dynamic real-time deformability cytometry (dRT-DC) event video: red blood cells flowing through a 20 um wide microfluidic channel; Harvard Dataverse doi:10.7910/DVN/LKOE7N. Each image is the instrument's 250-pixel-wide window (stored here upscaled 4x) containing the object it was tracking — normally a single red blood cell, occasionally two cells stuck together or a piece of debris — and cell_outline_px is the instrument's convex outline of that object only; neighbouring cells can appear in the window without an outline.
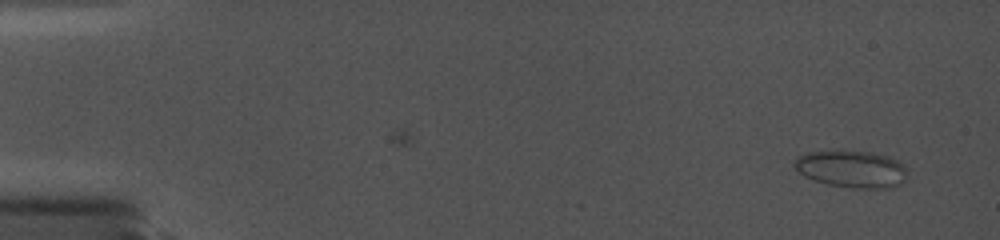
{"species": "common noctule bat (a hibernating species)", "species_latin": "Nyctalus noctula", "temperature_condition": "cold", "stored_images_in_passage": 10, "camera_frame_rate_fps": 5000, "um_per_image_px": 0.085, "animal": {"sex": "female", "body_mass_g": 19.0, "forearm_length_mm": 56.7}, "frame": {"image": 1, "passage_image": 1, "time_ms": 0.0, "image_size_px": [1000, 240], "cell_outline_px": [[904, 180], [900, 184], [888, 188], [856, 188], [828, 184], [812, 180], [804, 176], [792, 164], [796, 156], [804, 152], [872, 152], [888, 156], [904, 164]], "centroid_in_image_um": [72.34, 14.37], "position_along_channel_um": 12.7, "area_um2": 24.04}}
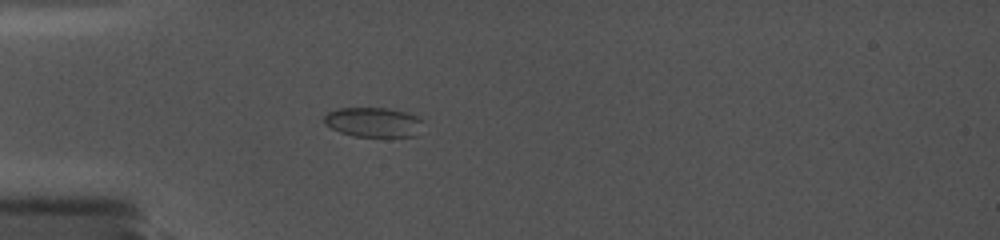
{"frame": {"image": 2, "passage_image": 6, "time_ms": 4.8, "image_size_px": [1000, 240], "cell_outline_px": [[424, 120], [416, 136], [352, 136], [340, 132], [324, 124], [324, 116], [328, 112], [336, 108], [388, 108], [404, 112], [416, 116]], "centroid_in_image_um": [31.72, 10.38], "position_along_channel_um": 53.3, "area_um2": 17.05}}
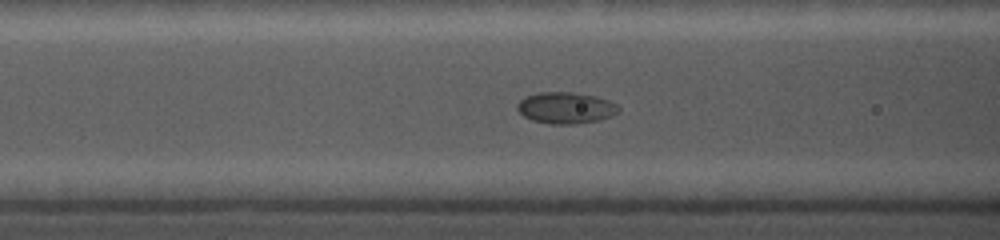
{"frame": {"image": 3, "passage_image": 9, "time_ms": 7.0, "image_size_px": [1000, 240], "cell_outline_px": [[620, 112], [612, 116], [600, 120], [576, 124], [548, 124], [532, 120], [524, 116], [516, 108], [516, 104], [520, 100], [528, 96], [540, 92], [572, 92], [596, 96], [608, 100], [616, 104], [620, 108]], "centroid_in_image_um": [48.11, 9.18], "position_along_channel_um": 118.5, "area_um2": 18.67}}